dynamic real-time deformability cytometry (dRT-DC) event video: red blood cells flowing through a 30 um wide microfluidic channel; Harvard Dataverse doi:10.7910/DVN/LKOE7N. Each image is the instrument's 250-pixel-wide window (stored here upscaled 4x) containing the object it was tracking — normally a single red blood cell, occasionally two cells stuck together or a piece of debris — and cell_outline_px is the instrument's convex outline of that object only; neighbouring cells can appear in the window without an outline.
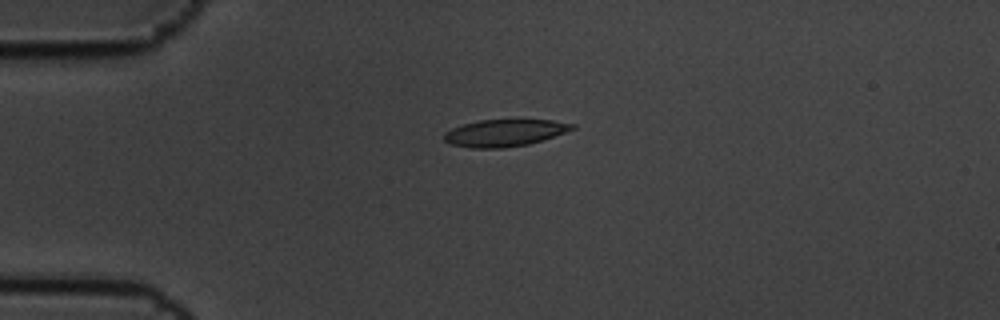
{"species": "common noctule bat (a hibernating species)", "species_latin": "Nyctalus noctula", "temperature_condition": "cold", "stored_images_in_passage": 5, "camera_frame_rate_fps": 3000, "um_per_image_px": 0.085, "animal": {"sex": "male", "body_mass_g": 19.5, "forearm_length_mm": 54.6}, "frame": {"image": 1, "passage_image": 5, "time_ms": 1.333, "image_size_px": [1000, 320], "cell_outline_px": [[576, 128], [528, 144], [504, 148], [472, 148], [452, 144], [444, 140], [444, 132], [452, 128], [464, 124], [480, 120], [552, 120], [576, 124]], "centroid_in_image_um": [42.87, 11.29], "position_along_channel_um": 42.1, "area_um2": 19.88}}